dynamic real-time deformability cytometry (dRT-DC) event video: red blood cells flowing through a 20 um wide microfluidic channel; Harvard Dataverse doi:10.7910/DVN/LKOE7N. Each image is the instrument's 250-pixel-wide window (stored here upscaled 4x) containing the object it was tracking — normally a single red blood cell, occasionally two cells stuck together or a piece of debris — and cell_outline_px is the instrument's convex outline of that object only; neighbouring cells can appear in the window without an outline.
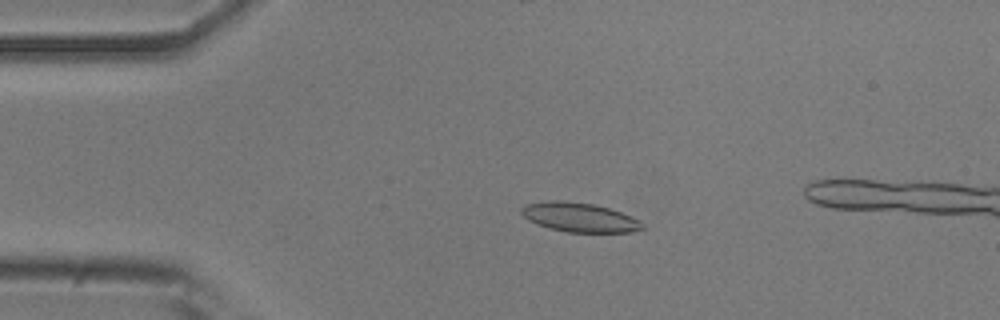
{"species": "common noctule bat (a hibernating species)", "species_latin": "Nyctalus noctula", "temperature_condition": "room temperature", "stored_images_in_passage": 53, "camera_frame_rate_fps": 3000, "um_per_image_px": 0.085, "animal": {"sex": "male", "body_mass_g": 20.5, "forearm_length_mm": 52.5}, "frame": {"image": 1, "passage_image": 12, "time_ms": 3.667, "image_size_px": [1000, 320], "cell_outline_px": [[644, 228], [632, 232], [568, 232], [552, 228], [528, 220], [520, 212], [520, 208], [524, 204], [548, 200], [564, 200], [592, 204], [608, 208], [620, 212], [644, 224]], "centroid_in_image_um": [49.21, 18.46], "position_along_channel_um": 35.8, "area_um2": 20.35}}
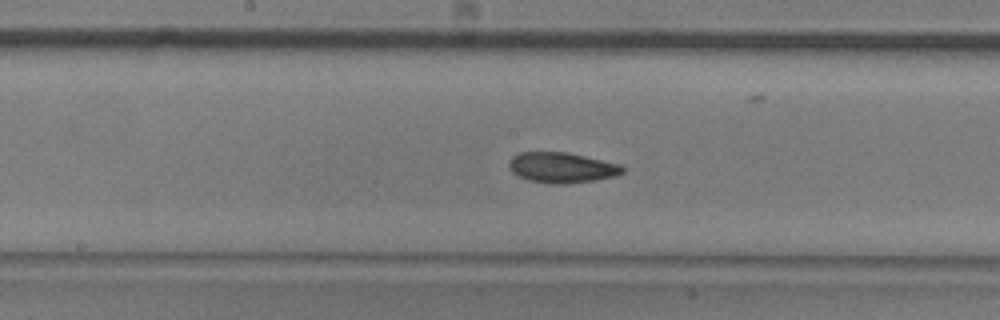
{"frame": {"image": 2, "passage_image": 28, "time_ms": 9.0, "image_size_px": [1000, 320], "cell_outline_px": [[624, 172], [616, 176], [596, 180], [568, 184], [548, 184], [528, 180], [516, 176], [508, 168], [508, 164], [512, 156], [520, 152], [568, 152], [620, 164], [624, 168]], "centroid_in_image_um": [47.73, 14.25], "position_along_channel_um": 200.5, "area_um2": 20.46}}
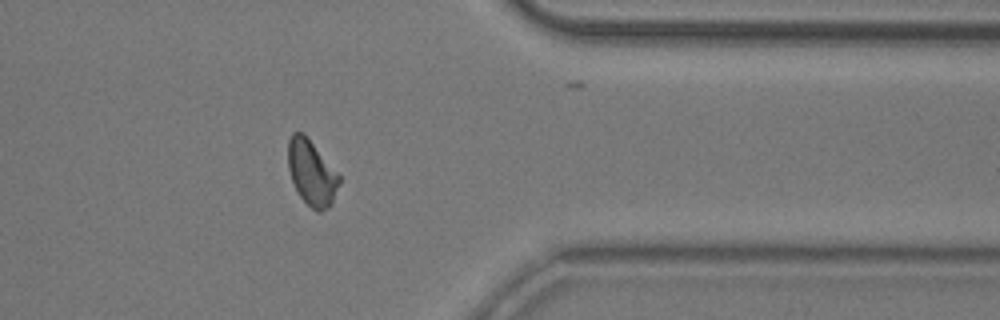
{"frame": {"image": 3, "passage_image": 44, "time_ms": 14.333, "image_size_px": [1000, 320], "cell_outline_px": [[340, 184], [332, 204], [328, 208], [320, 212], [316, 212], [300, 196], [292, 180], [288, 168], [288, 140], [292, 132], [304, 132], [340, 176]], "centroid_in_image_um": [26.49, 14.68], "position_along_channel_um": 384.9, "area_um2": 19.48}, "authors_computed_cell_mechanics": {"area_um2": 19.9988, "velocity_mm_per_s": 3.7264, "shape_relaxation_time_tau1_ms": null, "shape_relaxation_time_tau2_ms": 4.406, "deformation_change_tau1": null, "deformation_change_tau2": 0.0936}}